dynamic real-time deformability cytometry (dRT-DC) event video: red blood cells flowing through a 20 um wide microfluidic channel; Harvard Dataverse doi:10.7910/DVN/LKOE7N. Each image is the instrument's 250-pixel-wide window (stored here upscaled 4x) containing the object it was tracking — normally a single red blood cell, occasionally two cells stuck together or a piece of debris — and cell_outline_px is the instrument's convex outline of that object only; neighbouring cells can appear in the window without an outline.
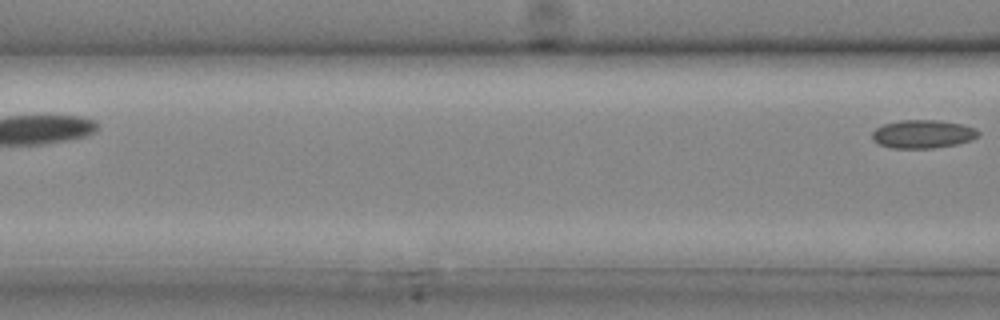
{"species": "common noctule bat (a hibernating species)", "species_latin": "Nyctalus noctula", "temperature_condition": "cold", "stored_images_in_passage": 9, "segment_of_instrument_passage": [2, 2], "camera_frame_rate_fps": 3000, "um_per_image_px": 0.085, "animal": {"sex": "male", "body_mass_g": 20.4}, "frame": {"image": 1, "passage_image": 9, "time_ms": 2.667, "image_size_px": [1000, 320], "cell_outline_px": [[980, 136], [972, 140], [956, 144], [932, 148], [892, 148], [880, 144], [872, 140], [872, 132], [876, 128], [884, 124], [900, 120], [936, 120], [960, 124], [976, 128], [980, 132]], "centroid_in_image_um": [78.45, 11.39], "position_along_channel_um": 88.1, "area_um2": 17.51}}